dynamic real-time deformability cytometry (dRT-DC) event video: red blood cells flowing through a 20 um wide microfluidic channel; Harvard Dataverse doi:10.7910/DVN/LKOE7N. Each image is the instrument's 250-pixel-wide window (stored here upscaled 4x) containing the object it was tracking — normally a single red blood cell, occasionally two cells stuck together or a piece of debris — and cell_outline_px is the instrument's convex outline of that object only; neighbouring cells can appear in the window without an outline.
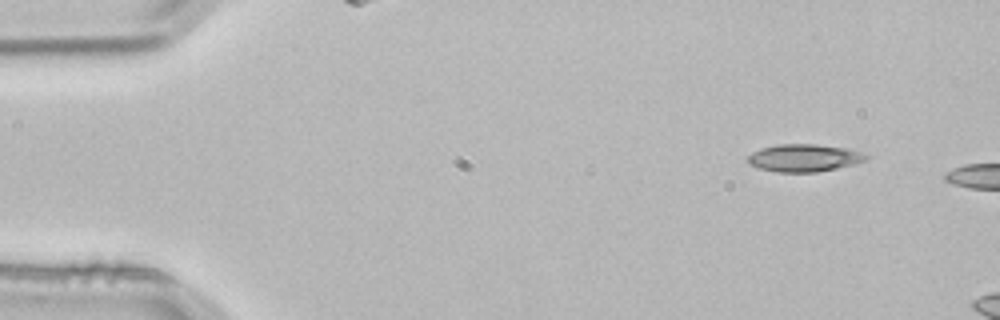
{"species": "common noctule bat (a hibernating species)", "species_latin": "Nyctalus noctula", "temperature_condition": "room temperature", "stored_images_in_passage": 2, "camera_frame_rate_fps": 3000, "um_per_image_px": 0.085, "animal": {"sex": "male", "body_mass_g": 21.5, "forearm_length_mm": 52.0}, "frame": {"image": 1, "passage_image": 1, "time_ms": 0.0, "image_size_px": [1000, 320], "cell_outline_px": [[868, 160], [836, 168], [816, 172], [776, 172], [760, 168], [748, 164], [748, 156], [752, 152], [760, 148], [776, 144], [816, 144], [848, 148], [860, 152], [868, 156]], "centroid_in_image_um": [68.32, 13.41], "position_along_channel_um": 16.7, "area_um2": 18.96}}